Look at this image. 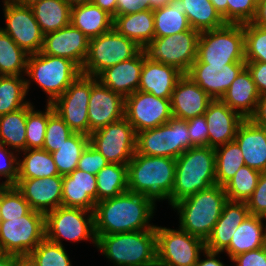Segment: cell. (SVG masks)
I'll return each mask as SVG.
<instances>
[{
	"label": "cell",
	"mask_w": 266,
	"mask_h": 266,
	"mask_svg": "<svg viewBox=\"0 0 266 266\" xmlns=\"http://www.w3.org/2000/svg\"><path fill=\"white\" fill-rule=\"evenodd\" d=\"M259 95H266V62H246Z\"/></svg>",
	"instance_id": "obj_55"
},
{
	"label": "cell",
	"mask_w": 266,
	"mask_h": 266,
	"mask_svg": "<svg viewBox=\"0 0 266 266\" xmlns=\"http://www.w3.org/2000/svg\"><path fill=\"white\" fill-rule=\"evenodd\" d=\"M266 218L249 214L238 226L229 246L223 251L230 260L247 251L266 246Z\"/></svg>",
	"instance_id": "obj_30"
},
{
	"label": "cell",
	"mask_w": 266,
	"mask_h": 266,
	"mask_svg": "<svg viewBox=\"0 0 266 266\" xmlns=\"http://www.w3.org/2000/svg\"><path fill=\"white\" fill-rule=\"evenodd\" d=\"M31 210L28 201L15 185L0 186V220L23 217Z\"/></svg>",
	"instance_id": "obj_44"
},
{
	"label": "cell",
	"mask_w": 266,
	"mask_h": 266,
	"mask_svg": "<svg viewBox=\"0 0 266 266\" xmlns=\"http://www.w3.org/2000/svg\"><path fill=\"white\" fill-rule=\"evenodd\" d=\"M4 75L0 72V79L3 77Z\"/></svg>",
	"instance_id": "obj_67"
},
{
	"label": "cell",
	"mask_w": 266,
	"mask_h": 266,
	"mask_svg": "<svg viewBox=\"0 0 266 266\" xmlns=\"http://www.w3.org/2000/svg\"><path fill=\"white\" fill-rule=\"evenodd\" d=\"M154 38L175 35L191 30L181 0H171L167 5L153 9Z\"/></svg>",
	"instance_id": "obj_34"
},
{
	"label": "cell",
	"mask_w": 266,
	"mask_h": 266,
	"mask_svg": "<svg viewBox=\"0 0 266 266\" xmlns=\"http://www.w3.org/2000/svg\"><path fill=\"white\" fill-rule=\"evenodd\" d=\"M89 139L109 163L127 165L136 152V132L125 117L92 132Z\"/></svg>",
	"instance_id": "obj_15"
},
{
	"label": "cell",
	"mask_w": 266,
	"mask_h": 266,
	"mask_svg": "<svg viewBox=\"0 0 266 266\" xmlns=\"http://www.w3.org/2000/svg\"><path fill=\"white\" fill-rule=\"evenodd\" d=\"M70 7L91 3L92 0H64Z\"/></svg>",
	"instance_id": "obj_65"
},
{
	"label": "cell",
	"mask_w": 266,
	"mask_h": 266,
	"mask_svg": "<svg viewBox=\"0 0 266 266\" xmlns=\"http://www.w3.org/2000/svg\"><path fill=\"white\" fill-rule=\"evenodd\" d=\"M250 23L266 29V0L257 3L254 18Z\"/></svg>",
	"instance_id": "obj_59"
},
{
	"label": "cell",
	"mask_w": 266,
	"mask_h": 266,
	"mask_svg": "<svg viewBox=\"0 0 266 266\" xmlns=\"http://www.w3.org/2000/svg\"><path fill=\"white\" fill-rule=\"evenodd\" d=\"M81 74V68L72 60L40 51L28 57L25 75L30 79L26 78L27 93L31 82L35 81L46 93V102L52 104Z\"/></svg>",
	"instance_id": "obj_6"
},
{
	"label": "cell",
	"mask_w": 266,
	"mask_h": 266,
	"mask_svg": "<svg viewBox=\"0 0 266 266\" xmlns=\"http://www.w3.org/2000/svg\"><path fill=\"white\" fill-rule=\"evenodd\" d=\"M172 117L170 99L139 90L125 98V118L136 133L158 127Z\"/></svg>",
	"instance_id": "obj_17"
},
{
	"label": "cell",
	"mask_w": 266,
	"mask_h": 266,
	"mask_svg": "<svg viewBox=\"0 0 266 266\" xmlns=\"http://www.w3.org/2000/svg\"><path fill=\"white\" fill-rule=\"evenodd\" d=\"M15 255L0 252V266H14Z\"/></svg>",
	"instance_id": "obj_64"
},
{
	"label": "cell",
	"mask_w": 266,
	"mask_h": 266,
	"mask_svg": "<svg viewBox=\"0 0 266 266\" xmlns=\"http://www.w3.org/2000/svg\"><path fill=\"white\" fill-rule=\"evenodd\" d=\"M38 266H73L65 247L44 238L30 253Z\"/></svg>",
	"instance_id": "obj_48"
},
{
	"label": "cell",
	"mask_w": 266,
	"mask_h": 266,
	"mask_svg": "<svg viewBox=\"0 0 266 266\" xmlns=\"http://www.w3.org/2000/svg\"><path fill=\"white\" fill-rule=\"evenodd\" d=\"M89 40L70 23L62 29L45 34L41 52L70 59L82 69L88 53Z\"/></svg>",
	"instance_id": "obj_20"
},
{
	"label": "cell",
	"mask_w": 266,
	"mask_h": 266,
	"mask_svg": "<svg viewBox=\"0 0 266 266\" xmlns=\"http://www.w3.org/2000/svg\"><path fill=\"white\" fill-rule=\"evenodd\" d=\"M157 266H195L206 249L205 241L180 227L156 226Z\"/></svg>",
	"instance_id": "obj_12"
},
{
	"label": "cell",
	"mask_w": 266,
	"mask_h": 266,
	"mask_svg": "<svg viewBox=\"0 0 266 266\" xmlns=\"http://www.w3.org/2000/svg\"><path fill=\"white\" fill-rule=\"evenodd\" d=\"M97 202L128 191L127 165L108 163L96 174Z\"/></svg>",
	"instance_id": "obj_38"
},
{
	"label": "cell",
	"mask_w": 266,
	"mask_h": 266,
	"mask_svg": "<svg viewBox=\"0 0 266 266\" xmlns=\"http://www.w3.org/2000/svg\"><path fill=\"white\" fill-rule=\"evenodd\" d=\"M70 23L92 39L113 28V17L93 3H87L71 7Z\"/></svg>",
	"instance_id": "obj_32"
},
{
	"label": "cell",
	"mask_w": 266,
	"mask_h": 266,
	"mask_svg": "<svg viewBox=\"0 0 266 266\" xmlns=\"http://www.w3.org/2000/svg\"><path fill=\"white\" fill-rule=\"evenodd\" d=\"M145 57L141 50L135 57L106 68L97 79L113 92L126 98L139 88Z\"/></svg>",
	"instance_id": "obj_24"
},
{
	"label": "cell",
	"mask_w": 266,
	"mask_h": 266,
	"mask_svg": "<svg viewBox=\"0 0 266 266\" xmlns=\"http://www.w3.org/2000/svg\"><path fill=\"white\" fill-rule=\"evenodd\" d=\"M28 57L29 54L0 28V72L4 76H25Z\"/></svg>",
	"instance_id": "obj_40"
},
{
	"label": "cell",
	"mask_w": 266,
	"mask_h": 266,
	"mask_svg": "<svg viewBox=\"0 0 266 266\" xmlns=\"http://www.w3.org/2000/svg\"><path fill=\"white\" fill-rule=\"evenodd\" d=\"M255 0H227V24L250 23L256 12Z\"/></svg>",
	"instance_id": "obj_49"
},
{
	"label": "cell",
	"mask_w": 266,
	"mask_h": 266,
	"mask_svg": "<svg viewBox=\"0 0 266 266\" xmlns=\"http://www.w3.org/2000/svg\"><path fill=\"white\" fill-rule=\"evenodd\" d=\"M3 1H6V2H27L28 0H3Z\"/></svg>",
	"instance_id": "obj_66"
},
{
	"label": "cell",
	"mask_w": 266,
	"mask_h": 266,
	"mask_svg": "<svg viewBox=\"0 0 266 266\" xmlns=\"http://www.w3.org/2000/svg\"><path fill=\"white\" fill-rule=\"evenodd\" d=\"M142 48L114 28L89 40L86 59L81 72L97 77L106 68L135 57Z\"/></svg>",
	"instance_id": "obj_10"
},
{
	"label": "cell",
	"mask_w": 266,
	"mask_h": 266,
	"mask_svg": "<svg viewBox=\"0 0 266 266\" xmlns=\"http://www.w3.org/2000/svg\"><path fill=\"white\" fill-rule=\"evenodd\" d=\"M3 2L6 27H0L27 54L39 53L44 34L27 2Z\"/></svg>",
	"instance_id": "obj_14"
},
{
	"label": "cell",
	"mask_w": 266,
	"mask_h": 266,
	"mask_svg": "<svg viewBox=\"0 0 266 266\" xmlns=\"http://www.w3.org/2000/svg\"><path fill=\"white\" fill-rule=\"evenodd\" d=\"M246 64L209 65L196 59L186 75L213 100L221 99Z\"/></svg>",
	"instance_id": "obj_19"
},
{
	"label": "cell",
	"mask_w": 266,
	"mask_h": 266,
	"mask_svg": "<svg viewBox=\"0 0 266 266\" xmlns=\"http://www.w3.org/2000/svg\"><path fill=\"white\" fill-rule=\"evenodd\" d=\"M108 163L106 158L89 143L78 161L77 169L96 175Z\"/></svg>",
	"instance_id": "obj_51"
},
{
	"label": "cell",
	"mask_w": 266,
	"mask_h": 266,
	"mask_svg": "<svg viewBox=\"0 0 266 266\" xmlns=\"http://www.w3.org/2000/svg\"><path fill=\"white\" fill-rule=\"evenodd\" d=\"M227 24V0H210Z\"/></svg>",
	"instance_id": "obj_62"
},
{
	"label": "cell",
	"mask_w": 266,
	"mask_h": 266,
	"mask_svg": "<svg viewBox=\"0 0 266 266\" xmlns=\"http://www.w3.org/2000/svg\"><path fill=\"white\" fill-rule=\"evenodd\" d=\"M45 238L62 244V239L70 242L91 240L97 246L94 211L82 208L59 206L45 214Z\"/></svg>",
	"instance_id": "obj_9"
},
{
	"label": "cell",
	"mask_w": 266,
	"mask_h": 266,
	"mask_svg": "<svg viewBox=\"0 0 266 266\" xmlns=\"http://www.w3.org/2000/svg\"><path fill=\"white\" fill-rule=\"evenodd\" d=\"M197 59L209 65L246 64L243 25L226 24L200 32Z\"/></svg>",
	"instance_id": "obj_7"
},
{
	"label": "cell",
	"mask_w": 266,
	"mask_h": 266,
	"mask_svg": "<svg viewBox=\"0 0 266 266\" xmlns=\"http://www.w3.org/2000/svg\"><path fill=\"white\" fill-rule=\"evenodd\" d=\"M186 120L172 117L158 127L136 133V152L177 159L192 148Z\"/></svg>",
	"instance_id": "obj_8"
},
{
	"label": "cell",
	"mask_w": 266,
	"mask_h": 266,
	"mask_svg": "<svg viewBox=\"0 0 266 266\" xmlns=\"http://www.w3.org/2000/svg\"><path fill=\"white\" fill-rule=\"evenodd\" d=\"M125 117V98L92 77L88 103L89 136L110 123Z\"/></svg>",
	"instance_id": "obj_18"
},
{
	"label": "cell",
	"mask_w": 266,
	"mask_h": 266,
	"mask_svg": "<svg viewBox=\"0 0 266 266\" xmlns=\"http://www.w3.org/2000/svg\"><path fill=\"white\" fill-rule=\"evenodd\" d=\"M171 0H143L144 2V9L145 8H152L156 9L159 7H163L167 5Z\"/></svg>",
	"instance_id": "obj_63"
},
{
	"label": "cell",
	"mask_w": 266,
	"mask_h": 266,
	"mask_svg": "<svg viewBox=\"0 0 266 266\" xmlns=\"http://www.w3.org/2000/svg\"><path fill=\"white\" fill-rule=\"evenodd\" d=\"M113 28L143 48L154 38L153 9L145 8L128 15H116L113 18Z\"/></svg>",
	"instance_id": "obj_31"
},
{
	"label": "cell",
	"mask_w": 266,
	"mask_h": 266,
	"mask_svg": "<svg viewBox=\"0 0 266 266\" xmlns=\"http://www.w3.org/2000/svg\"><path fill=\"white\" fill-rule=\"evenodd\" d=\"M204 116L208 127L209 147L214 149L233 141L240 123L244 120L220 99L209 103Z\"/></svg>",
	"instance_id": "obj_23"
},
{
	"label": "cell",
	"mask_w": 266,
	"mask_h": 266,
	"mask_svg": "<svg viewBox=\"0 0 266 266\" xmlns=\"http://www.w3.org/2000/svg\"><path fill=\"white\" fill-rule=\"evenodd\" d=\"M246 204L251 215L266 218V172H261L258 184Z\"/></svg>",
	"instance_id": "obj_52"
},
{
	"label": "cell",
	"mask_w": 266,
	"mask_h": 266,
	"mask_svg": "<svg viewBox=\"0 0 266 266\" xmlns=\"http://www.w3.org/2000/svg\"><path fill=\"white\" fill-rule=\"evenodd\" d=\"M216 183L215 149L197 146L176 159L175 182L171 192V207L180 200Z\"/></svg>",
	"instance_id": "obj_4"
},
{
	"label": "cell",
	"mask_w": 266,
	"mask_h": 266,
	"mask_svg": "<svg viewBox=\"0 0 266 266\" xmlns=\"http://www.w3.org/2000/svg\"><path fill=\"white\" fill-rule=\"evenodd\" d=\"M261 172L246 165L223 186L230 201L246 202L254 192Z\"/></svg>",
	"instance_id": "obj_43"
},
{
	"label": "cell",
	"mask_w": 266,
	"mask_h": 266,
	"mask_svg": "<svg viewBox=\"0 0 266 266\" xmlns=\"http://www.w3.org/2000/svg\"><path fill=\"white\" fill-rule=\"evenodd\" d=\"M182 75L174 66L150 61L145 57L138 90L158 98L171 99L176 82Z\"/></svg>",
	"instance_id": "obj_28"
},
{
	"label": "cell",
	"mask_w": 266,
	"mask_h": 266,
	"mask_svg": "<svg viewBox=\"0 0 266 266\" xmlns=\"http://www.w3.org/2000/svg\"><path fill=\"white\" fill-rule=\"evenodd\" d=\"M114 266H156V229L99 235L97 246Z\"/></svg>",
	"instance_id": "obj_5"
},
{
	"label": "cell",
	"mask_w": 266,
	"mask_h": 266,
	"mask_svg": "<svg viewBox=\"0 0 266 266\" xmlns=\"http://www.w3.org/2000/svg\"><path fill=\"white\" fill-rule=\"evenodd\" d=\"M89 143V136L73 133L57 151L51 153L61 176L69 175L77 169L78 161Z\"/></svg>",
	"instance_id": "obj_39"
},
{
	"label": "cell",
	"mask_w": 266,
	"mask_h": 266,
	"mask_svg": "<svg viewBox=\"0 0 266 266\" xmlns=\"http://www.w3.org/2000/svg\"><path fill=\"white\" fill-rule=\"evenodd\" d=\"M234 140L241 149L245 165L266 172V128L244 119Z\"/></svg>",
	"instance_id": "obj_26"
},
{
	"label": "cell",
	"mask_w": 266,
	"mask_h": 266,
	"mask_svg": "<svg viewBox=\"0 0 266 266\" xmlns=\"http://www.w3.org/2000/svg\"><path fill=\"white\" fill-rule=\"evenodd\" d=\"M170 100L173 117L188 120L204 115L213 99L191 78L183 74L176 82Z\"/></svg>",
	"instance_id": "obj_22"
},
{
	"label": "cell",
	"mask_w": 266,
	"mask_h": 266,
	"mask_svg": "<svg viewBox=\"0 0 266 266\" xmlns=\"http://www.w3.org/2000/svg\"><path fill=\"white\" fill-rule=\"evenodd\" d=\"M24 158L18 161V179L45 178L60 175L53 156L44 149L21 151Z\"/></svg>",
	"instance_id": "obj_35"
},
{
	"label": "cell",
	"mask_w": 266,
	"mask_h": 266,
	"mask_svg": "<svg viewBox=\"0 0 266 266\" xmlns=\"http://www.w3.org/2000/svg\"><path fill=\"white\" fill-rule=\"evenodd\" d=\"M23 76H3L0 79V116L28 105L26 101V78Z\"/></svg>",
	"instance_id": "obj_42"
},
{
	"label": "cell",
	"mask_w": 266,
	"mask_h": 266,
	"mask_svg": "<svg viewBox=\"0 0 266 266\" xmlns=\"http://www.w3.org/2000/svg\"><path fill=\"white\" fill-rule=\"evenodd\" d=\"M143 194L130 191L96 203L94 209L95 235L156 229L149 222L155 207Z\"/></svg>",
	"instance_id": "obj_1"
},
{
	"label": "cell",
	"mask_w": 266,
	"mask_h": 266,
	"mask_svg": "<svg viewBox=\"0 0 266 266\" xmlns=\"http://www.w3.org/2000/svg\"><path fill=\"white\" fill-rule=\"evenodd\" d=\"M186 122L191 138V145L193 147L209 146L208 127L205 116H196L186 120Z\"/></svg>",
	"instance_id": "obj_53"
},
{
	"label": "cell",
	"mask_w": 266,
	"mask_h": 266,
	"mask_svg": "<svg viewBox=\"0 0 266 266\" xmlns=\"http://www.w3.org/2000/svg\"><path fill=\"white\" fill-rule=\"evenodd\" d=\"M96 203V175L75 169L63 176L61 206L94 211Z\"/></svg>",
	"instance_id": "obj_25"
},
{
	"label": "cell",
	"mask_w": 266,
	"mask_h": 266,
	"mask_svg": "<svg viewBox=\"0 0 266 266\" xmlns=\"http://www.w3.org/2000/svg\"><path fill=\"white\" fill-rule=\"evenodd\" d=\"M14 266H38L33 257L29 255H15Z\"/></svg>",
	"instance_id": "obj_61"
},
{
	"label": "cell",
	"mask_w": 266,
	"mask_h": 266,
	"mask_svg": "<svg viewBox=\"0 0 266 266\" xmlns=\"http://www.w3.org/2000/svg\"><path fill=\"white\" fill-rule=\"evenodd\" d=\"M27 105L0 116V144L15 152L26 150Z\"/></svg>",
	"instance_id": "obj_36"
},
{
	"label": "cell",
	"mask_w": 266,
	"mask_h": 266,
	"mask_svg": "<svg viewBox=\"0 0 266 266\" xmlns=\"http://www.w3.org/2000/svg\"><path fill=\"white\" fill-rule=\"evenodd\" d=\"M0 144V176L6 180L0 183V186L15 185L18 179V161L19 154L15 150ZM17 155V156H16Z\"/></svg>",
	"instance_id": "obj_50"
},
{
	"label": "cell",
	"mask_w": 266,
	"mask_h": 266,
	"mask_svg": "<svg viewBox=\"0 0 266 266\" xmlns=\"http://www.w3.org/2000/svg\"><path fill=\"white\" fill-rule=\"evenodd\" d=\"M259 97L251 73L245 67L220 100L243 119H249L254 114Z\"/></svg>",
	"instance_id": "obj_29"
},
{
	"label": "cell",
	"mask_w": 266,
	"mask_h": 266,
	"mask_svg": "<svg viewBox=\"0 0 266 266\" xmlns=\"http://www.w3.org/2000/svg\"><path fill=\"white\" fill-rule=\"evenodd\" d=\"M43 34L70 24L71 7L64 0H28Z\"/></svg>",
	"instance_id": "obj_33"
},
{
	"label": "cell",
	"mask_w": 266,
	"mask_h": 266,
	"mask_svg": "<svg viewBox=\"0 0 266 266\" xmlns=\"http://www.w3.org/2000/svg\"><path fill=\"white\" fill-rule=\"evenodd\" d=\"M249 119L254 124L266 128V95L259 97L254 114Z\"/></svg>",
	"instance_id": "obj_57"
},
{
	"label": "cell",
	"mask_w": 266,
	"mask_h": 266,
	"mask_svg": "<svg viewBox=\"0 0 266 266\" xmlns=\"http://www.w3.org/2000/svg\"><path fill=\"white\" fill-rule=\"evenodd\" d=\"M144 9L143 0H117L116 15H128Z\"/></svg>",
	"instance_id": "obj_56"
},
{
	"label": "cell",
	"mask_w": 266,
	"mask_h": 266,
	"mask_svg": "<svg viewBox=\"0 0 266 266\" xmlns=\"http://www.w3.org/2000/svg\"><path fill=\"white\" fill-rule=\"evenodd\" d=\"M92 76L81 74L53 103L54 110L74 133L89 136L88 103Z\"/></svg>",
	"instance_id": "obj_16"
},
{
	"label": "cell",
	"mask_w": 266,
	"mask_h": 266,
	"mask_svg": "<svg viewBox=\"0 0 266 266\" xmlns=\"http://www.w3.org/2000/svg\"><path fill=\"white\" fill-rule=\"evenodd\" d=\"M227 200L224 187L215 184L180 200L172 208L179 214L181 229L206 241Z\"/></svg>",
	"instance_id": "obj_3"
},
{
	"label": "cell",
	"mask_w": 266,
	"mask_h": 266,
	"mask_svg": "<svg viewBox=\"0 0 266 266\" xmlns=\"http://www.w3.org/2000/svg\"><path fill=\"white\" fill-rule=\"evenodd\" d=\"M245 165L235 140L215 148L216 183L224 186Z\"/></svg>",
	"instance_id": "obj_41"
},
{
	"label": "cell",
	"mask_w": 266,
	"mask_h": 266,
	"mask_svg": "<svg viewBox=\"0 0 266 266\" xmlns=\"http://www.w3.org/2000/svg\"><path fill=\"white\" fill-rule=\"evenodd\" d=\"M231 261L236 263V266H266V246L241 253Z\"/></svg>",
	"instance_id": "obj_54"
},
{
	"label": "cell",
	"mask_w": 266,
	"mask_h": 266,
	"mask_svg": "<svg viewBox=\"0 0 266 266\" xmlns=\"http://www.w3.org/2000/svg\"><path fill=\"white\" fill-rule=\"evenodd\" d=\"M181 2L192 29L202 32L226 25L210 0H181Z\"/></svg>",
	"instance_id": "obj_37"
},
{
	"label": "cell",
	"mask_w": 266,
	"mask_h": 266,
	"mask_svg": "<svg viewBox=\"0 0 266 266\" xmlns=\"http://www.w3.org/2000/svg\"><path fill=\"white\" fill-rule=\"evenodd\" d=\"M91 3L105 10L113 18L116 16L117 0H92Z\"/></svg>",
	"instance_id": "obj_60"
},
{
	"label": "cell",
	"mask_w": 266,
	"mask_h": 266,
	"mask_svg": "<svg viewBox=\"0 0 266 266\" xmlns=\"http://www.w3.org/2000/svg\"><path fill=\"white\" fill-rule=\"evenodd\" d=\"M45 238V214L31 210L23 217L0 220V252L29 255Z\"/></svg>",
	"instance_id": "obj_11"
},
{
	"label": "cell",
	"mask_w": 266,
	"mask_h": 266,
	"mask_svg": "<svg viewBox=\"0 0 266 266\" xmlns=\"http://www.w3.org/2000/svg\"><path fill=\"white\" fill-rule=\"evenodd\" d=\"M32 103L27 105L26 149H42L48 123V103L45 111L34 110Z\"/></svg>",
	"instance_id": "obj_45"
},
{
	"label": "cell",
	"mask_w": 266,
	"mask_h": 266,
	"mask_svg": "<svg viewBox=\"0 0 266 266\" xmlns=\"http://www.w3.org/2000/svg\"><path fill=\"white\" fill-rule=\"evenodd\" d=\"M243 30L245 62H266V29L246 23Z\"/></svg>",
	"instance_id": "obj_47"
},
{
	"label": "cell",
	"mask_w": 266,
	"mask_h": 266,
	"mask_svg": "<svg viewBox=\"0 0 266 266\" xmlns=\"http://www.w3.org/2000/svg\"><path fill=\"white\" fill-rule=\"evenodd\" d=\"M220 253L222 252L210 251L208 249H205L203 251V256L205 258L201 259V257L199 256V259L195 264V266H225L223 262H221L218 258H216Z\"/></svg>",
	"instance_id": "obj_58"
},
{
	"label": "cell",
	"mask_w": 266,
	"mask_h": 266,
	"mask_svg": "<svg viewBox=\"0 0 266 266\" xmlns=\"http://www.w3.org/2000/svg\"><path fill=\"white\" fill-rule=\"evenodd\" d=\"M73 133L74 132L54 110L53 105L48 104V123L42 149L50 153L57 151Z\"/></svg>",
	"instance_id": "obj_46"
},
{
	"label": "cell",
	"mask_w": 266,
	"mask_h": 266,
	"mask_svg": "<svg viewBox=\"0 0 266 266\" xmlns=\"http://www.w3.org/2000/svg\"><path fill=\"white\" fill-rule=\"evenodd\" d=\"M176 159L135 153L127 164L128 191L143 194L154 205L168 200L175 182Z\"/></svg>",
	"instance_id": "obj_2"
},
{
	"label": "cell",
	"mask_w": 266,
	"mask_h": 266,
	"mask_svg": "<svg viewBox=\"0 0 266 266\" xmlns=\"http://www.w3.org/2000/svg\"><path fill=\"white\" fill-rule=\"evenodd\" d=\"M63 176L17 179L15 187L28 201L32 210L46 214L61 206Z\"/></svg>",
	"instance_id": "obj_21"
},
{
	"label": "cell",
	"mask_w": 266,
	"mask_h": 266,
	"mask_svg": "<svg viewBox=\"0 0 266 266\" xmlns=\"http://www.w3.org/2000/svg\"><path fill=\"white\" fill-rule=\"evenodd\" d=\"M249 214L246 202L227 200L221 216L205 241V248L210 251L223 252L229 246L238 226Z\"/></svg>",
	"instance_id": "obj_27"
},
{
	"label": "cell",
	"mask_w": 266,
	"mask_h": 266,
	"mask_svg": "<svg viewBox=\"0 0 266 266\" xmlns=\"http://www.w3.org/2000/svg\"><path fill=\"white\" fill-rule=\"evenodd\" d=\"M199 34L198 30L191 29L175 35L153 38L142 50L150 61L174 66L186 74L197 59Z\"/></svg>",
	"instance_id": "obj_13"
}]
</instances>
